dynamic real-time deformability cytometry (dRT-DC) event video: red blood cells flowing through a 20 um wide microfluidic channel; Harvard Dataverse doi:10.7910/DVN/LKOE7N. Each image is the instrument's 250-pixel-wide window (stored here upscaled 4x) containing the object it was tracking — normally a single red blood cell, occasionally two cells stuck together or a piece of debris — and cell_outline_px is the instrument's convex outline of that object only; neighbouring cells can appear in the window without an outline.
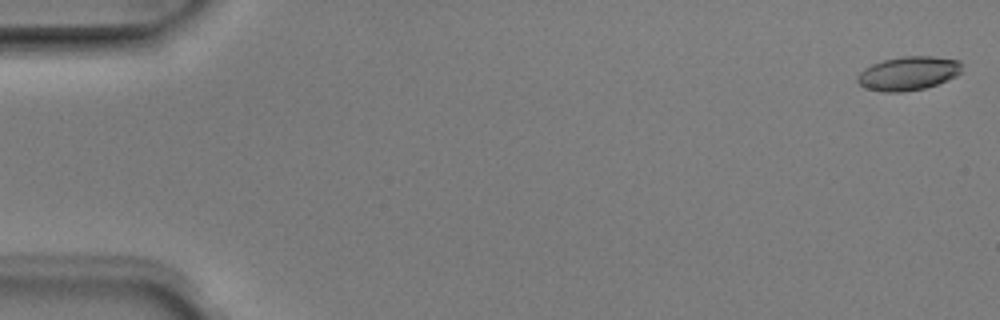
{"species": "Egyptian fruit bat (a non-hibernating species)", "species_latin": "Rousettus aegyptiacus", "temperature_condition": "room temperature", "stored_images_in_passage": 4, "camera_frame_rate_fps": 3000, "um_per_image_px": 0.085, "animal": {"sex": "male"}, "frame": {"image": 1, "passage_image": 1, "time_ms": 0.0, "image_size_px": [1000, 320], "cell_outline_px": [[964, 64], [960, 72], [956, 76], [936, 84], [924, 88], [900, 92], [884, 92], [864, 88], [856, 80], [856, 76], [864, 68], [872, 64], [884, 60], [904, 56], [932, 56], [960, 60]], "centroid_in_image_um": [77.2, 6.23], "position_along_channel_um": 7.8, "area_um2": 20.63}}
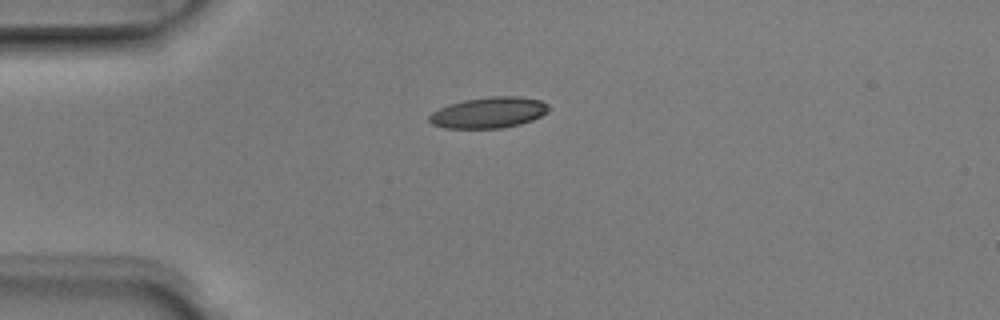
{"frame": {"image": 2, "passage_image": 4, "time_ms": 1.0, "image_size_px": [1000, 320], "cell_outline_px": [[548, 112], [532, 120], [520, 124], [504, 128], [444, 128], [432, 124], [428, 120], [428, 116], [432, 112], [448, 104], [464, 100], [492, 96], [516, 96], [540, 100], [548, 104]], "centroid_in_image_um": [41.52, 9.57], "position_along_channel_um": 43.5, "area_um2": 21.56}}